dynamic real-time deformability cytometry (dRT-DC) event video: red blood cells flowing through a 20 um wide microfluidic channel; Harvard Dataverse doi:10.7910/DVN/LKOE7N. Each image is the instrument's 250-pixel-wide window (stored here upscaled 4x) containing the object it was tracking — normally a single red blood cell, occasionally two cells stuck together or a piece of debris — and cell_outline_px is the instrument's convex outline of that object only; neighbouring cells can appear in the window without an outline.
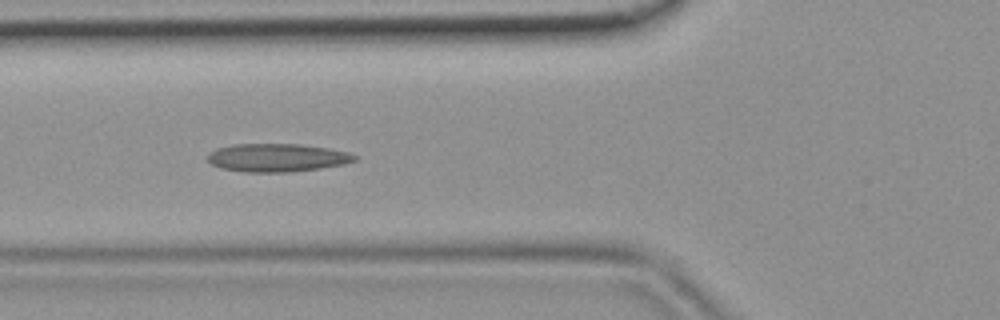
{"species": "common noctule bat (a hibernating species)", "species_latin": "Nyctalus noctula", "temperature_condition": "room temperature", "stored_images_in_passage": 41, "camera_frame_rate_fps": 3000, "um_per_image_px": 0.085, "animal": {"sex": "female", "body_mass_g": 19.9}, "frame": {"image": 1, "passage_image": 13, "time_ms": 4.0, "image_size_px": [1000, 320], "cell_outline_px": [[356, 160], [344, 164], [320, 168], [288, 172], [244, 172], [220, 168], [212, 164], [208, 160], [208, 152], [216, 148], [232, 144], [300, 144], [328, 148], [348, 152], [356, 156]], "centroid_in_image_um": [23.52, 13.4], "position_along_channel_um": 102.3, "area_um2": 24.16}}
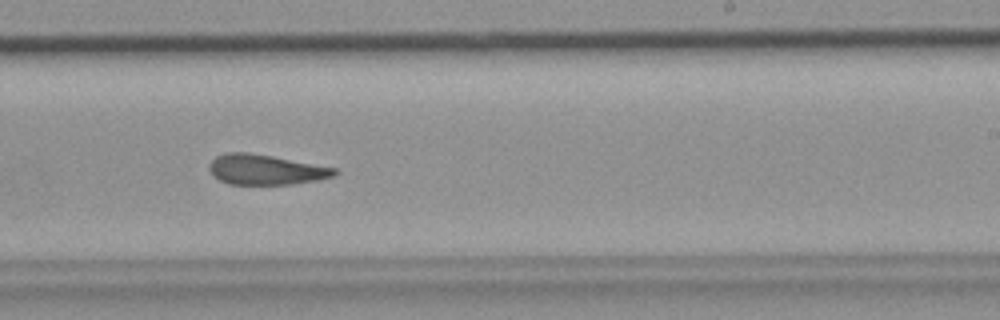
{"frame": {"image": 2, "passage_image": 24, "time_ms": 7.667, "image_size_px": [1000, 320], "cell_outline_px": [[340, 172], [336, 176], [320, 180], [292, 184], [228, 184], [220, 180], [208, 168], [208, 164], [216, 156], [224, 152], [248, 152], [272, 156], [336, 168]], "centroid_in_image_um": [22.62, 14.42], "position_along_channel_um": 266.4, "area_um2": 22.08}}
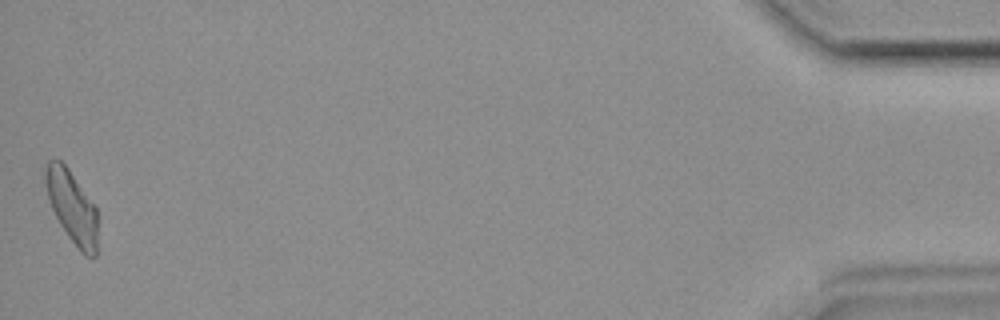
{"frame": {"image": 3, "passage_image": 41, "time_ms": 13.333, "image_size_px": [1000, 320], "cell_outline_px": [[96, 256], [84, 256], [80, 252], [68, 236], [60, 224], [48, 200], [44, 184], [44, 168], [48, 160], [60, 160], [68, 168], [96, 208]], "centroid_in_image_um": [6.07, 17.57], "position_along_channel_um": 429.1, "area_um2": 21.79}}